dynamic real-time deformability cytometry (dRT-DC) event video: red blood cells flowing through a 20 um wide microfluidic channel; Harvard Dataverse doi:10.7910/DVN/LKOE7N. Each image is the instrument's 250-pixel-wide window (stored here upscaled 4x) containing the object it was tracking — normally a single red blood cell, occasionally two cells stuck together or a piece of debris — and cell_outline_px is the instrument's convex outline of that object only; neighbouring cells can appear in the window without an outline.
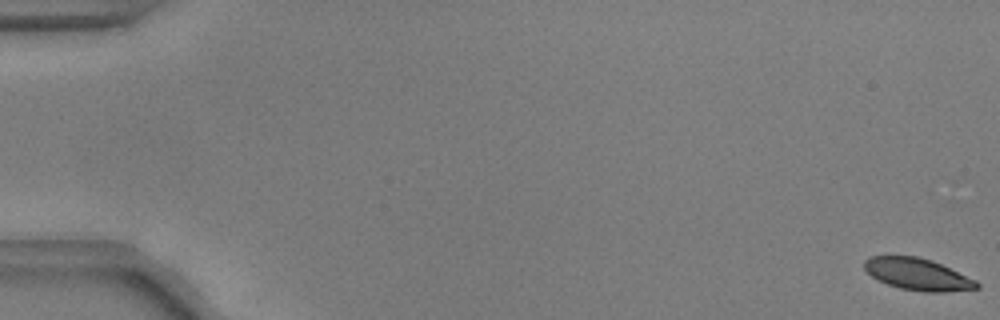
{"species": "common noctule bat (a hibernating species)", "species_latin": "Nyctalus noctula", "temperature_condition": "warm", "stored_images_in_passage": 55, "camera_frame_rate_fps": 3000, "um_per_image_px": 0.085, "animal": {"sex": "male", "body_mass_g": 17.9, "forearm_length_mm": 54.2}, "frame": {"image": 1, "passage_image": 1, "time_ms": 0.0, "image_size_px": [1000, 320], "cell_outline_px": [[980, 288], [944, 292], [924, 292], [900, 288], [888, 284], [872, 276], [864, 268], [864, 260], [872, 256], [916, 256], [932, 260], [976, 280], [980, 284]], "centroid_in_image_um": [78.02, 23.31], "position_along_channel_um": 7.0, "area_um2": 20.69}}
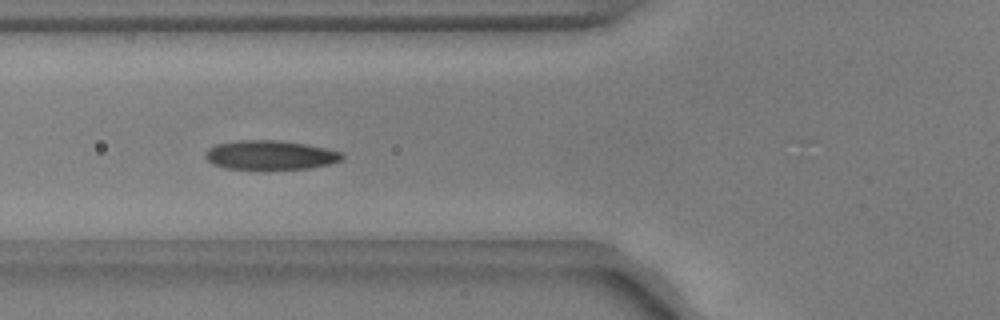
{"frame": {"image": 2, "passage_image": 22, "time_ms": 7.0, "image_size_px": [1000, 320], "cell_outline_px": [[344, 156], [340, 160], [328, 164], [308, 168], [224, 168], [212, 164], [204, 156], [208, 148], [216, 144], [236, 140], [280, 140], [304, 144], [344, 152]], "centroid_in_image_um": [22.94, 13.16], "position_along_channel_um": 102.9, "area_um2": 22.95}}
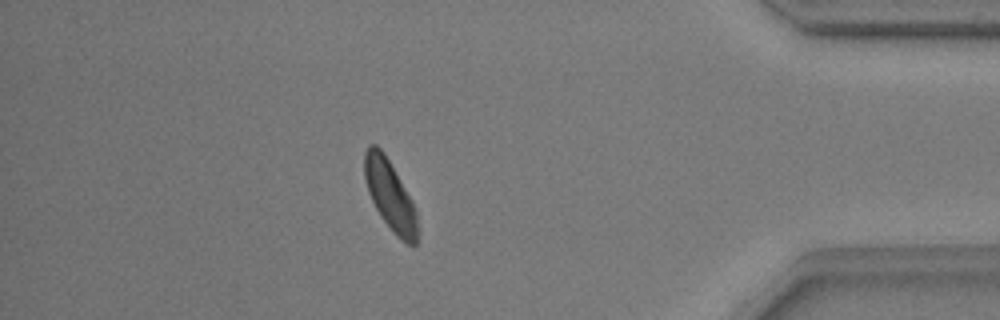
{"frame": {"image": 3, "passage_image": 49, "time_ms": 16.0, "image_size_px": [1000, 320], "cell_outline_px": [[420, 232], [416, 244], [408, 244], [400, 240], [392, 232], [380, 216], [368, 192], [364, 180], [364, 152], [368, 144], [376, 144], [384, 152], [412, 200], [416, 208], [420, 228]], "centroid_in_image_um": [33.18, 16.64], "position_along_channel_um": 402.0, "area_um2": 22.14}, "authors_computed_cell_mechanics": {"area_um2": 22.6576, "velocity_mm_per_s": 3.7198, "shape_relaxation_time_tau1_ms": 2.4085, "shape_relaxation_time_tau2_ms": 4.0949, "deformation_change_tau1": 0.1057, "deformation_change_tau2": 0.0493}}